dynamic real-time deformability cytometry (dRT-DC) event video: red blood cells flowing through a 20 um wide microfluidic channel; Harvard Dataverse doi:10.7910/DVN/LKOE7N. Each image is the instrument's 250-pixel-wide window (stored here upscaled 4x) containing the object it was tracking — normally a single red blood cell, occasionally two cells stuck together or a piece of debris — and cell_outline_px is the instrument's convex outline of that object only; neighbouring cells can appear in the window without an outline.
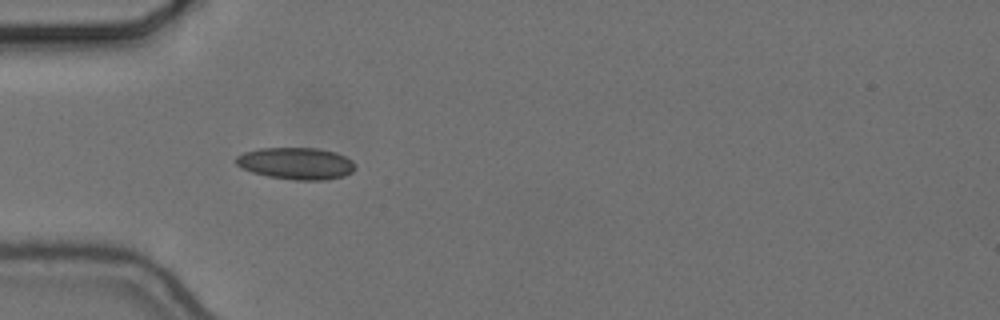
{"species": "common noctule bat (a hibernating species)", "species_latin": "Nyctalus noctula", "temperature_condition": "cold", "stored_images_in_passage": 38, "camera_frame_rate_fps": 3000, "um_per_image_px": 0.085, "animal": {"sex": "female", "body_mass_g": 24.6, "forearm_length_mm": 56.2}, "frame": {"image": 1, "passage_image": 5, "time_ms": 1.333, "image_size_px": [1000, 320], "cell_outline_px": [[356, 168], [352, 172], [344, 176], [324, 180], [296, 180], [268, 176], [252, 172], [236, 164], [236, 156], [244, 152], [260, 148], [316, 148], [336, 152], [352, 160]], "centroid_in_image_um": [25.19, 13.89], "position_along_channel_um": 59.8, "area_um2": 22.08}}
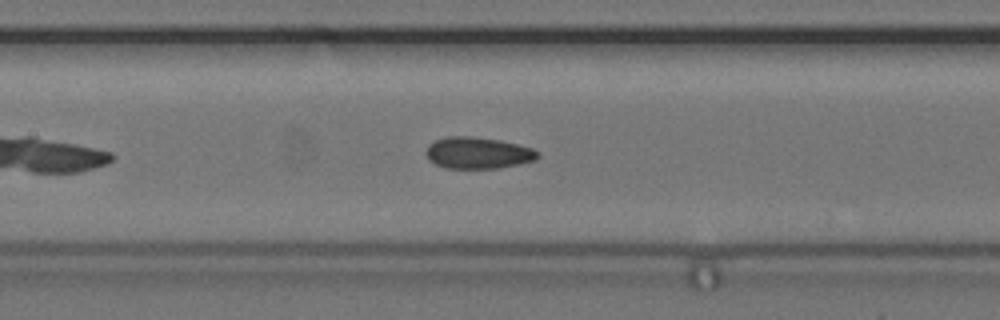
{"frame": {"image": 2, "passage_image": 14, "time_ms": 4.333, "image_size_px": [1000, 320], "cell_outline_px": [[540, 156], [536, 160], [496, 168], [448, 168], [436, 164], [428, 160], [424, 152], [428, 144], [436, 140], [448, 136], [468, 136], [500, 140], [532, 148], [540, 152]], "centroid_in_image_um": [40.6, 12.99], "position_along_channel_um": 166.8, "area_um2": 20.52}}
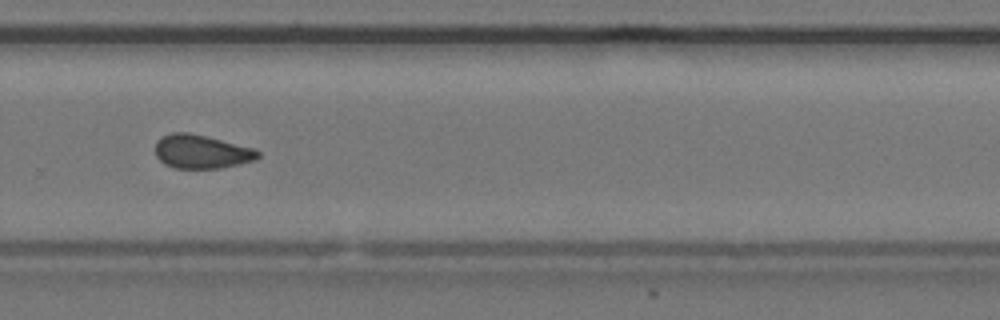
{"frame": {"image": 3, "passage_image": 26, "time_ms": 8.333, "image_size_px": [1000, 320], "cell_outline_px": [[260, 156], [256, 160], [240, 164], [220, 168], [176, 168], [164, 164], [156, 156], [156, 140], [172, 132], [188, 132], [252, 148], [260, 152]], "centroid_in_image_um": [17.11, 12.9], "position_along_channel_um": 312.7, "area_um2": 19.94}, "authors_computed_cell_mechanics": {"area_um2": 20.3456, "velocity_mm_per_s": 3.6681, "shape_relaxation_time_tau1_ms": 10.923, "shape_relaxation_time_tau2_ms": 2.2609, "deformation_change_tau1": 0.146, "deformation_change_tau2": 0.0899}}